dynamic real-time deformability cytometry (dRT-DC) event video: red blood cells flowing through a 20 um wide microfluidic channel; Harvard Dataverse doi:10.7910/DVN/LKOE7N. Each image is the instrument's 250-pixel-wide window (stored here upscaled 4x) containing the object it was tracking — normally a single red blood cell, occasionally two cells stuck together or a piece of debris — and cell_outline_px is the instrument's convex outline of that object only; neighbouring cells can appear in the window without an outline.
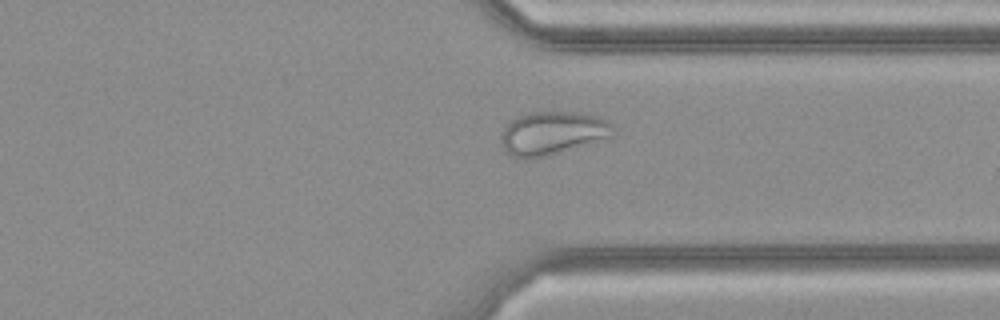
{"species": "common noctule bat (a hibernating species)", "species_latin": "Nyctalus noctula", "temperature_condition": "cold", "stored_images_in_passage": 32, "camera_frame_rate_fps": 3000, "um_per_image_px": 0.085, "animal": {"sex": "female", "body_mass_g": 21.9}, "frame": {"image": 1, "passage_image": 28, "time_ms": 9.0, "image_size_px": [1000, 320], "cell_outline_px": [[616, 132], [612, 136], [544, 156], [528, 160], [524, 160], [512, 156], [504, 148], [500, 136], [504, 128], [512, 120], [520, 116], [532, 112], [576, 112], [600, 116], [608, 120], [616, 128]], "centroid_in_image_um": [46.98, 11.31], "position_along_channel_um": 364.4, "area_um2": 28.03}}